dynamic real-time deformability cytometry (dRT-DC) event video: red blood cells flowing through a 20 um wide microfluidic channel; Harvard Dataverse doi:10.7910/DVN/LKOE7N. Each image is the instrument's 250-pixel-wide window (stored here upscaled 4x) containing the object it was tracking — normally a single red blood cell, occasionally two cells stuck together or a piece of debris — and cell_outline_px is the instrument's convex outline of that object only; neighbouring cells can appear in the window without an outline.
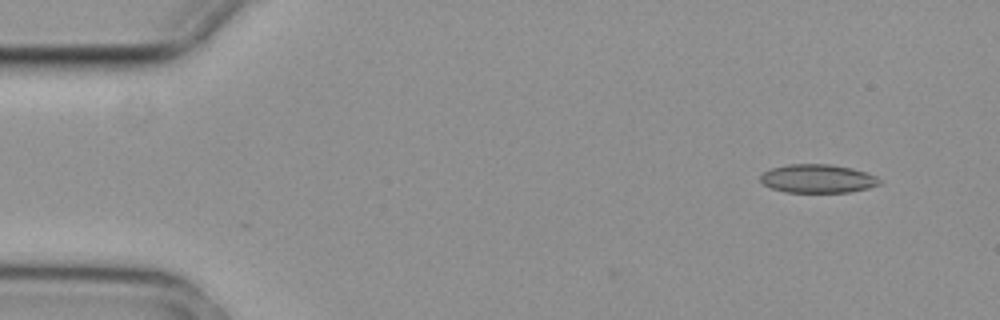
{"species": "common noctule bat (a hibernating species)", "species_latin": "Nyctalus noctula", "temperature_condition": "cold", "stored_images_in_passage": 2, "camera_frame_rate_fps": 3000, "um_per_image_px": 0.085, "animal": {"sex": "female", "body_mass_g": 29.2, "forearm_length_mm": 56.3}, "frame": {"image": 1, "passage_image": 2, "time_ms": 0.333, "image_size_px": [1000, 320], "cell_outline_px": [[880, 184], [868, 188], [848, 192], [784, 192], [772, 188], [764, 184], [760, 180], [760, 176], [764, 172], [772, 168], [788, 164], [828, 164], [852, 168], [876, 176], [880, 180]], "centroid_in_image_um": [69.49, 15.18], "position_along_channel_um": 15.5, "area_um2": 19.65}}